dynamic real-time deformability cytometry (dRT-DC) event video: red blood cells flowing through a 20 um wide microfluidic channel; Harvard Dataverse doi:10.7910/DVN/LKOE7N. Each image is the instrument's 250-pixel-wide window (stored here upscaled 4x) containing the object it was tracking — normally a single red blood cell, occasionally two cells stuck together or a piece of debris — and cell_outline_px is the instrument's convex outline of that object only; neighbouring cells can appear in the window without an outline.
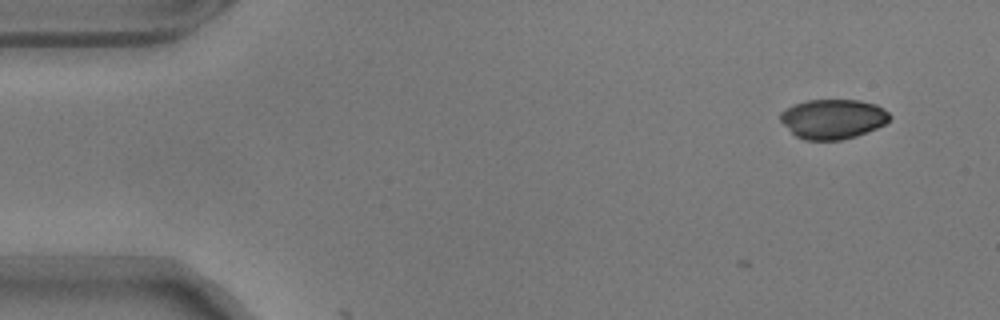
{"species": "common noctule bat (a hibernating species)", "species_latin": "Nyctalus noctula", "temperature_condition": "warm", "stored_images_in_passage": 2, "camera_frame_rate_fps": 3000, "um_per_image_px": 0.085, "animal": {"sex": "male", "body_mass_g": 17.9}, "frame": {"image": 1, "passage_image": 2, "time_ms": 0.333, "image_size_px": [1000, 320], "cell_outline_px": [[892, 116], [884, 124], [876, 128], [856, 136], [840, 140], [804, 140], [796, 136], [780, 120], [780, 112], [796, 104], [808, 100], [860, 100], [876, 104], [888, 112]], "centroid_in_image_um": [70.81, 10.11], "position_along_channel_um": 14.2, "area_um2": 25.09}}